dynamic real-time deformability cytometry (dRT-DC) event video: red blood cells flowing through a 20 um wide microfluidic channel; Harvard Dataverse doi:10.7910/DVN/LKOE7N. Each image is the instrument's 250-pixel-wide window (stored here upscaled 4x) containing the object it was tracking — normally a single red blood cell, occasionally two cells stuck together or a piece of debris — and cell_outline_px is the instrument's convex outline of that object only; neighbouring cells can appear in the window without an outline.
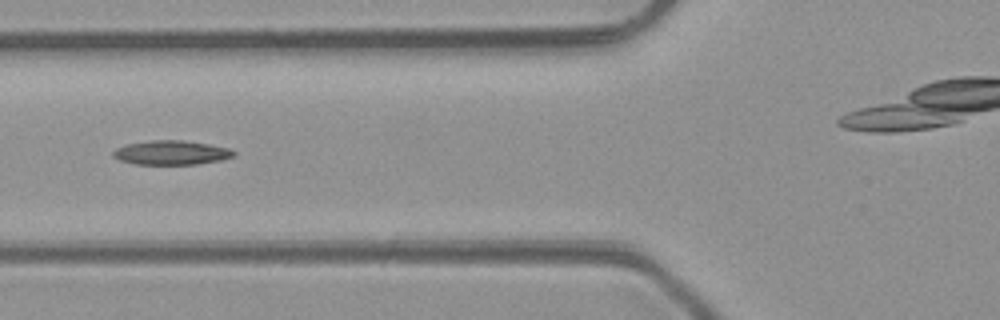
{"species": "common noctule bat (a hibernating species)", "species_latin": "Nyctalus noctula", "temperature_condition": "room temperature", "stored_images_in_passage": 4, "segment_of_instrument_passage": [1, 2], "camera_frame_rate_fps": 3000, "um_per_image_px": 0.085, "animal": {"sex": "male", "body_mass_g": 23.1, "forearm_length_mm": 52.7}, "frame": {"image": 1, "passage_image": 3, "time_ms": 2.333, "image_size_px": [1000, 320], "cell_outline_px": [[236, 156], [220, 160], [196, 164], [136, 164], [120, 160], [112, 156], [112, 152], [116, 148], [124, 144], [152, 140], [180, 140], [208, 144], [228, 148], [236, 152]], "centroid_in_image_um": [14.54, 12.97], "position_along_channel_um": 111.3, "area_um2": 16.99}}